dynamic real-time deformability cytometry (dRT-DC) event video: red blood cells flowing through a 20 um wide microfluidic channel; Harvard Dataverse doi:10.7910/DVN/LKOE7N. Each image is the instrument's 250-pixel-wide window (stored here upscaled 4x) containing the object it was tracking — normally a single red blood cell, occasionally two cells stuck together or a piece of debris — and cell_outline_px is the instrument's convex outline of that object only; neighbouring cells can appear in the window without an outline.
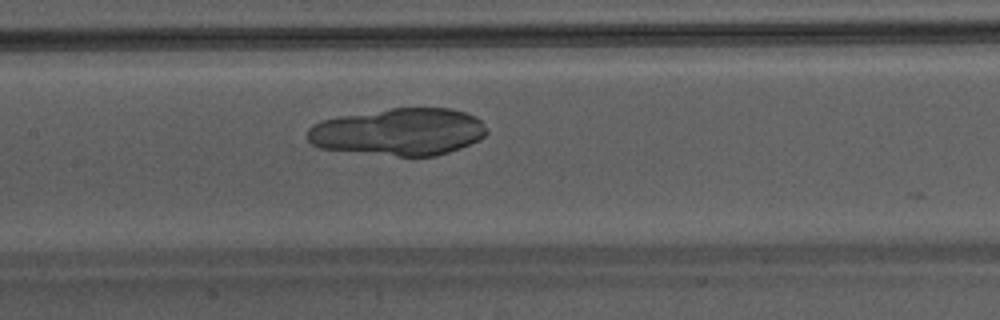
{"species": "Egyptian fruit bat (a non-hibernating species)", "species_latin": "Rousettus aegyptiacus", "temperature_condition": "warm", "stored_images_in_passage": 18, "camera_frame_rate_fps": 3000, "um_per_image_px": 0.085, "animal": {"sex": "male"}, "frame": {"image": 1, "passage_image": 17, "time_ms": 5.333, "image_size_px": [1000, 320], "cell_outline_px": [[488, 132], [480, 140], [460, 148], [436, 156], [396, 156], [320, 148], [312, 144], [308, 140], [308, 128], [312, 124], [320, 120], [340, 116], [392, 108], [452, 108], [476, 116], [488, 128]], "centroid_in_image_um": [33.93, 11.2], "position_along_channel_um": 173.5, "area_um2": 49.48}}